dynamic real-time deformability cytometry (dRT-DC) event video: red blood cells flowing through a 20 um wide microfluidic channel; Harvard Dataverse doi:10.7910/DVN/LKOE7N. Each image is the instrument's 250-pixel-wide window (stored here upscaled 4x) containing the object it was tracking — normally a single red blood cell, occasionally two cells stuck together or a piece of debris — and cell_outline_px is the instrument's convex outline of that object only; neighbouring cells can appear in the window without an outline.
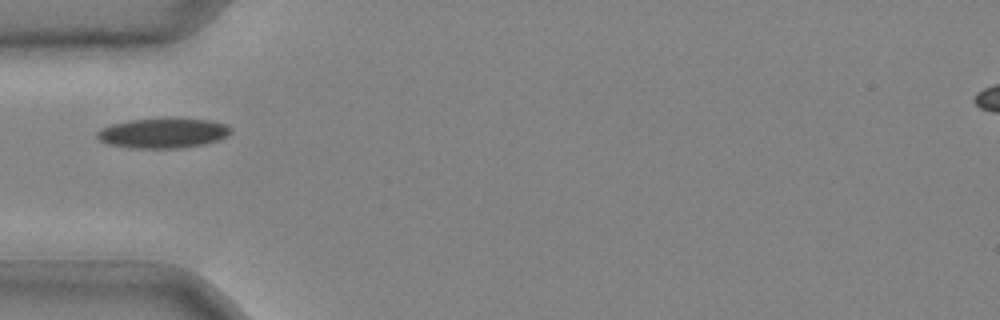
{"species": "common noctule bat (a hibernating species)", "species_latin": "Nyctalus noctula", "temperature_condition": "cold", "stored_images_in_passage": 26, "camera_frame_rate_fps": 3000, "um_per_image_px": 0.085, "animal": {"sex": "male", "body_mass_g": 20.4}, "frame": {"image": 1, "passage_image": 1, "time_ms": 0.0, "image_size_px": [1000, 320], "cell_outline_px": [[232, 132], [228, 136], [220, 140], [204, 144], [180, 148], [128, 148], [108, 144], [100, 140], [96, 136], [96, 132], [100, 128], [112, 124], [128, 120], [168, 116], [212, 120], [228, 124], [232, 128]], "centroid_in_image_um": [13.9, 11.28], "position_along_channel_um": 71.1, "area_um2": 24.33}}
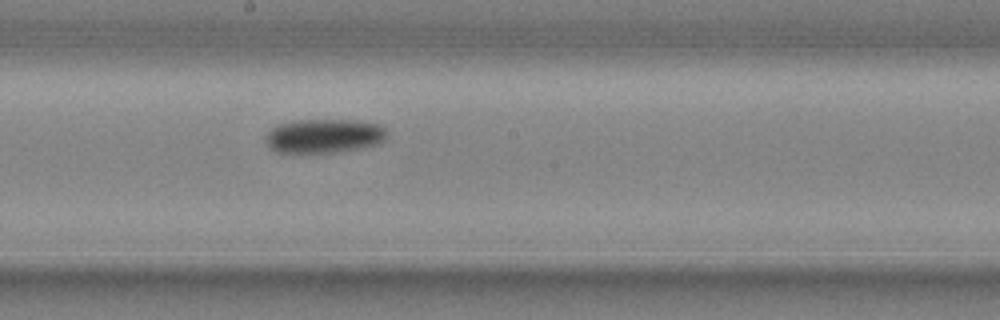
{"frame": {"image": 2, "passage_image": 11, "time_ms": 3.333, "image_size_px": [1000, 320], "cell_outline_px": [[388, 136], [380, 144], [320, 156], [300, 156], [276, 152], [268, 144], [268, 132], [276, 124], [296, 120], [356, 120], [380, 124], [384, 128]], "centroid_in_image_um": [27.55, 11.62], "position_along_channel_um": 220.7, "area_um2": 25.26}}
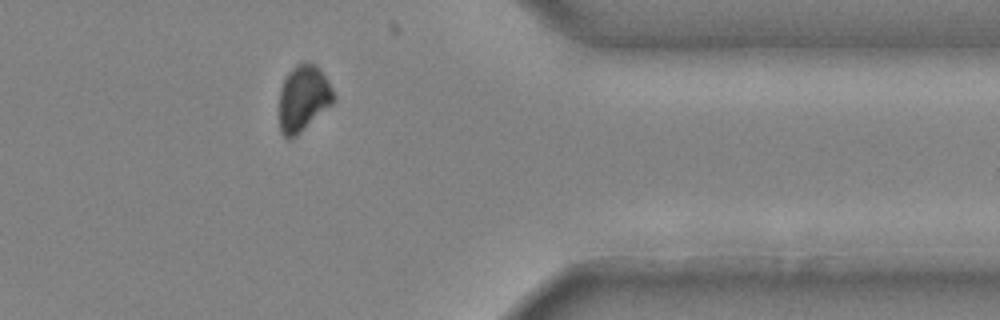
{"frame": {"image": 3, "passage_image": 23, "time_ms": 7.333, "image_size_px": [1000, 320], "cell_outline_px": [[336, 100], [332, 104], [292, 140], [288, 140], [280, 132], [280, 92], [284, 80], [288, 72], [296, 64], [304, 60], [316, 64], [320, 68], [328, 80], [336, 96]], "centroid_in_image_um": [25.8, 8.34], "position_along_channel_um": 385.6, "area_um2": 21.27}}